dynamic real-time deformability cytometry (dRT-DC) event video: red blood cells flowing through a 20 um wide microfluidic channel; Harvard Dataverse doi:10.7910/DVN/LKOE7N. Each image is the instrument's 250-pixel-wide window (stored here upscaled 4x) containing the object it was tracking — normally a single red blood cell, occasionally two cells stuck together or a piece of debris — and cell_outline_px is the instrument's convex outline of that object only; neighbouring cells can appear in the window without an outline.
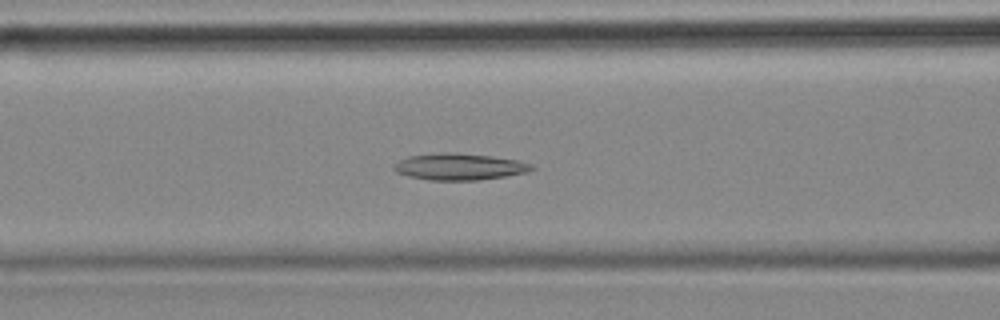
{"species": "common noctule bat (a hibernating species)", "species_latin": "Nyctalus noctula", "temperature_condition": "cold", "stored_images_in_passage": 56, "camera_frame_rate_fps": 3000, "um_per_image_px": 0.085, "animal": {"sex": "female", "body_mass_g": 18.4}, "frame": {"image": 1, "passage_image": 22, "time_ms": 7.0, "image_size_px": [1000, 320], "cell_outline_px": [[536, 168], [528, 172], [480, 180], [428, 180], [408, 176], [396, 172], [392, 168], [400, 160], [408, 156], [440, 152], [456, 152], [492, 156], [516, 160], [532, 164]], "centroid_in_image_um": [39.05, 14.16], "position_along_channel_um": 127.6, "area_um2": 21.44}}
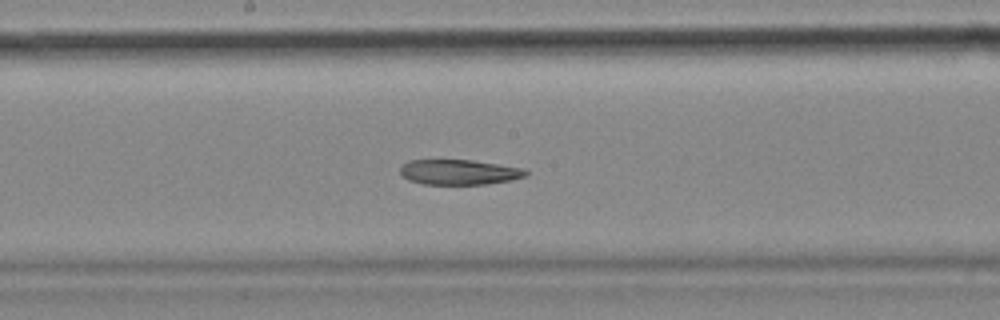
{"frame": {"image": 2, "passage_image": 29, "time_ms": 9.333, "image_size_px": [1000, 320], "cell_outline_px": [[528, 176], [512, 180], [488, 184], [420, 184], [408, 180], [400, 172], [400, 168], [408, 160], [472, 160], [524, 168], [528, 172]], "centroid_in_image_um": [39.05, 14.63], "position_along_channel_um": 209.1, "area_um2": 18.5}}
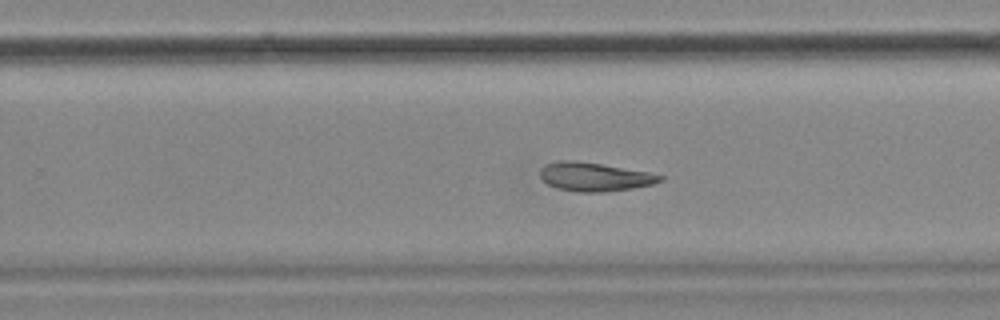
{"frame": {"image": 3, "passage_image": 35, "time_ms": 11.333, "image_size_px": [1000, 320], "cell_outline_px": [[664, 180], [652, 184], [632, 188], [604, 192], [576, 192], [556, 188], [548, 184], [540, 176], [540, 172], [548, 164], [560, 160], [576, 160], [648, 172], [664, 176]], "centroid_in_image_um": [50.55, 15.04], "position_along_channel_um": 279.2, "area_um2": 19.83}}